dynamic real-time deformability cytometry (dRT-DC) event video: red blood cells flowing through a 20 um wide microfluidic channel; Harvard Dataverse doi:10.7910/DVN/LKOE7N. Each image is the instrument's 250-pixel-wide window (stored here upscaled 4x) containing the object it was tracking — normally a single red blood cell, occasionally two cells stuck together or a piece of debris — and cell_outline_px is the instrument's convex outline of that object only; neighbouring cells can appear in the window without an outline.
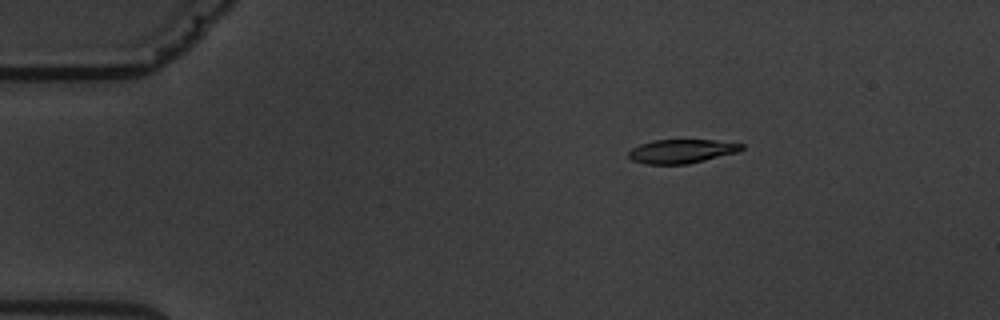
{"species": "common noctule bat (a hibernating species)", "species_latin": "Nyctalus noctula", "temperature_condition": "warm", "stored_images_in_passage": 5, "camera_frame_rate_fps": 3000, "um_per_image_px": 0.085, "animal": {"sex": "male", "body_mass_g": 19.5, "forearm_length_mm": 54.6}, "frame": {"image": 1, "passage_image": 2, "time_ms": 2.0, "image_size_px": [1000, 320], "cell_outline_px": [[744, 148], [736, 152], [688, 164], [644, 164], [632, 160], [628, 156], [628, 152], [632, 148], [640, 144], [652, 140], [712, 140], [744, 144]], "centroid_in_image_um": [57.89, 12.85], "position_along_channel_um": 27.1, "area_um2": 15.61}}
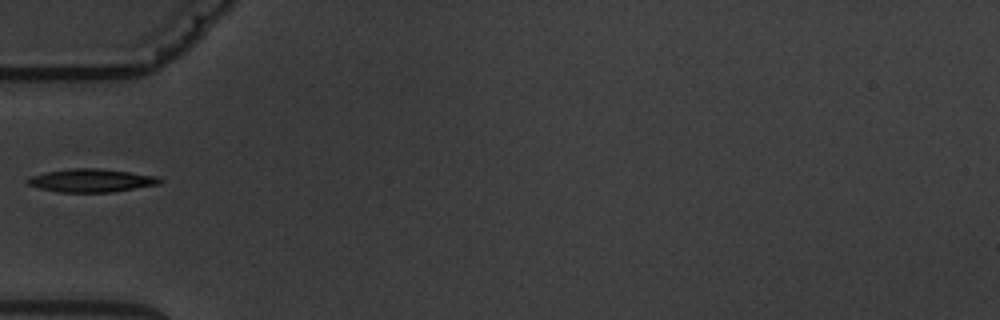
{"frame": {"image": 2, "passage_image": 5, "time_ms": 5.333, "image_size_px": [1000, 320], "cell_outline_px": [[164, 180], [160, 184], [112, 192], [60, 192], [40, 188], [28, 184], [24, 180], [32, 176], [48, 172], [72, 168], [100, 168], [156, 176]], "centroid_in_image_um": [7.78, 15.34], "position_along_channel_um": 77.2, "area_um2": 17.69}}